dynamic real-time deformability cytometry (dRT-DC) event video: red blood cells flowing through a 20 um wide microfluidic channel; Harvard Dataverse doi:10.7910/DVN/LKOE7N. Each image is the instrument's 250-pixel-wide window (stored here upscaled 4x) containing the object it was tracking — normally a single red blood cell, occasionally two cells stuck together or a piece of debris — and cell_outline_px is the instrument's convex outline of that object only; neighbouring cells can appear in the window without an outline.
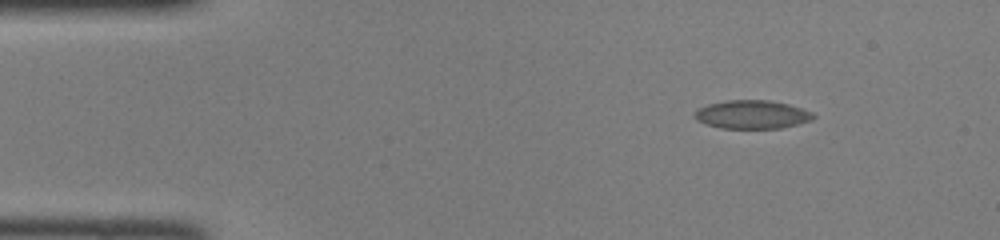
{"species": "common noctule bat (a hibernating species)", "species_latin": "Nyctalus noctula", "temperature_condition": "room temperature", "stored_images_in_passage": 43, "camera_frame_rate_fps": 3000, "um_per_image_px": 0.085, "animal": {"sex": "female", "body_mass_g": 22.0, "forearm_length_mm": 56.7}, "frame": {"image": 1, "passage_image": 1, "time_ms": 0.0, "image_size_px": [1000, 240], "cell_outline_px": [[816, 116], [812, 120], [780, 128], [720, 128], [696, 120], [692, 116], [700, 108], [708, 104], [724, 100], [768, 100], [788, 104], [812, 112]], "centroid_in_image_um": [63.91, 9.73], "position_along_channel_um": 21.1, "area_um2": 19.54}}
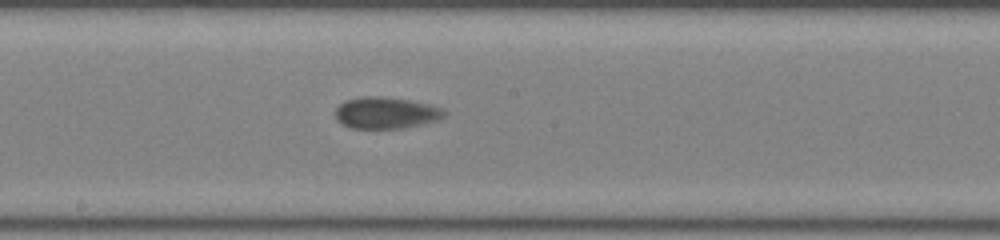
{"frame": {"image": 2, "passage_image": 20, "time_ms": 6.333, "image_size_px": [1000, 240], "cell_outline_px": [[448, 112], [444, 116], [436, 120], [404, 128], [348, 128], [340, 124], [336, 120], [336, 108], [344, 100], [364, 96], [380, 96], [408, 100], [428, 104], [444, 108]], "centroid_in_image_um": [32.78, 9.59], "position_along_channel_um": 215.4, "area_um2": 20.11}}
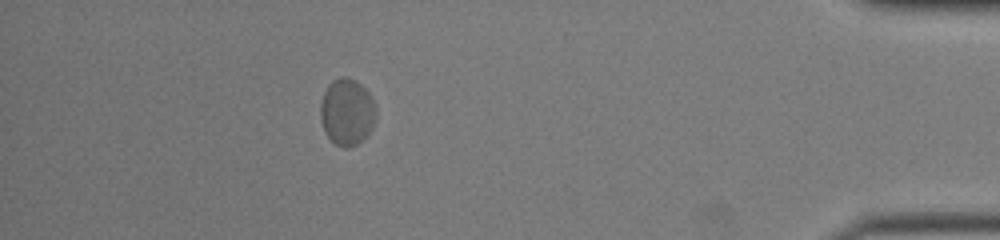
{"frame": {"image": 3, "passage_image": 37, "time_ms": 12.0, "image_size_px": [1000, 240], "cell_outline_px": [[376, 120], [372, 128], [356, 144], [348, 148], [344, 148], [336, 144], [324, 132], [320, 120], [320, 104], [324, 92], [328, 84], [332, 80], [340, 76], [344, 76], [356, 80], [368, 92], [376, 108]], "centroid_in_image_um": [29.47, 9.5], "position_along_channel_um": 405.7, "area_um2": 21.62}}